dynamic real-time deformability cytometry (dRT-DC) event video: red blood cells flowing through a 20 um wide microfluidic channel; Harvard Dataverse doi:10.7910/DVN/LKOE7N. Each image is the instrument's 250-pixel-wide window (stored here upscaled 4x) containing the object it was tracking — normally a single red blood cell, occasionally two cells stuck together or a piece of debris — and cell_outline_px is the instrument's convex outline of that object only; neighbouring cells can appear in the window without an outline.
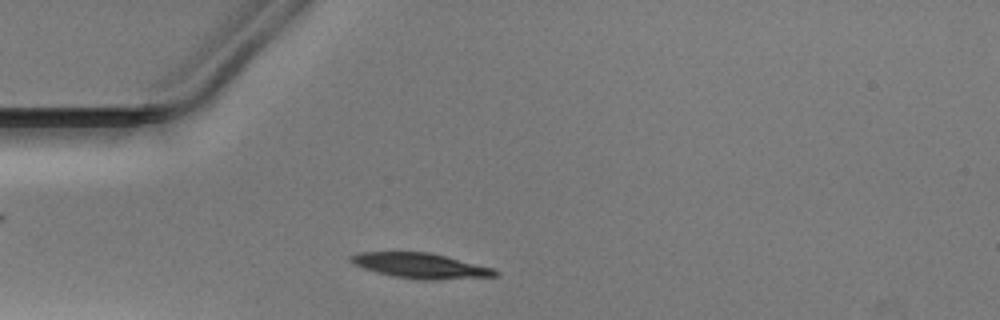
{"species": "Egyptian fruit bat (a non-hibernating species)", "species_latin": "Rousettus aegyptiacus", "temperature_condition": "warm", "stored_images_in_passage": 38, "camera_frame_rate_fps": 3000, "um_per_image_px": 0.085, "animal": {"sex": "male"}, "frame": {"image": 1, "passage_image": 5, "time_ms": 1.333, "image_size_px": [1000, 320], "cell_outline_px": [[500, 272], [496, 276], [432, 280], [424, 280], [392, 276], [376, 272], [364, 268], [348, 260], [348, 256], [356, 252], [428, 252], [492, 268]], "centroid_in_image_um": [35.69, 22.58], "position_along_channel_um": 49.3, "area_um2": 20.92}}
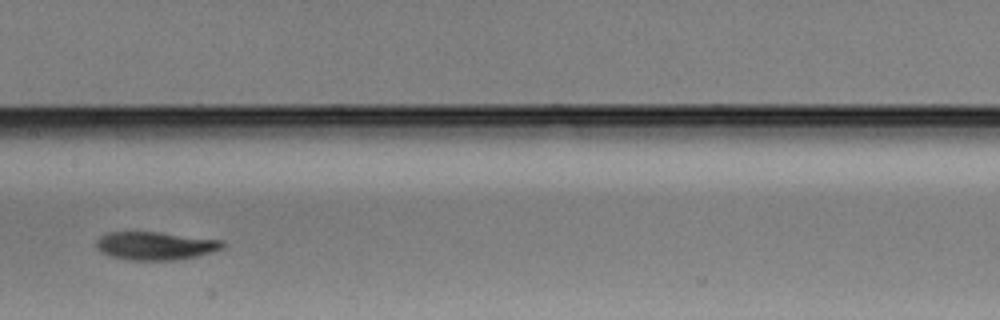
{"frame": {"image": 2, "passage_image": 17, "time_ms": 5.333, "image_size_px": [1000, 320], "cell_outline_px": [[228, 244], [224, 248], [212, 252], [196, 256], [176, 260], [124, 260], [108, 256], [100, 252], [96, 244], [96, 240], [100, 236], [108, 232], [156, 232], [224, 240]], "centroid_in_image_um": [13.22, 20.9], "position_along_channel_um": 194.2, "area_um2": 20.98}}
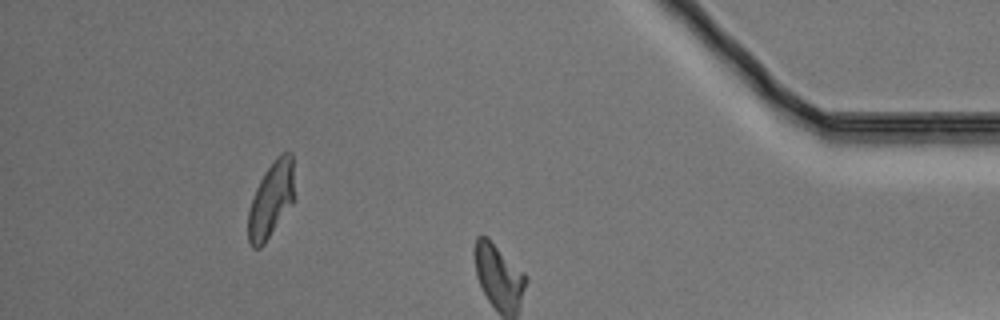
{"frame": {"image": 3, "passage_image": 34, "time_ms": 11.0, "image_size_px": [1000, 320], "cell_outline_px": [[292, 204], [264, 244], [260, 248], [252, 248], [248, 240], [248, 212], [256, 188], [264, 172], [276, 156], [280, 152], [292, 152]], "centroid_in_image_um": [23.01, 16.98], "position_along_channel_um": 412.2, "area_um2": 20.0}}